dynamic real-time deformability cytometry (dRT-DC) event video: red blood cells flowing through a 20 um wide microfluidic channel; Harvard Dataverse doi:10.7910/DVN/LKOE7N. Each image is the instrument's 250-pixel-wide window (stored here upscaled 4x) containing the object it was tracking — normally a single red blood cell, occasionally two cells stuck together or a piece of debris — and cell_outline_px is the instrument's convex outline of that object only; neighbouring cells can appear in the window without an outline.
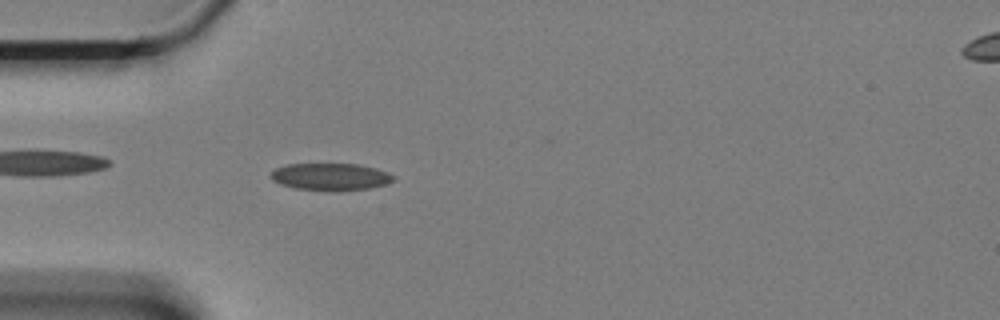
{"species": "Egyptian fruit bat (a non-hibernating species)", "species_latin": "Rousettus aegyptiacus", "temperature_condition": "cold", "stored_images_in_passage": 58, "camera_frame_rate_fps": 3000, "um_per_image_px": 0.085, "animal": {"sex": "female"}, "frame": {"image": 1, "passage_image": 16, "time_ms": 5.0, "image_size_px": [1000, 320], "cell_outline_px": [[396, 180], [384, 184], [368, 188], [340, 192], [332, 192], [296, 188], [280, 184], [272, 180], [268, 176], [276, 168], [288, 164], [360, 164], [376, 168], [388, 172], [396, 176]], "centroid_in_image_um": [28.12, 15.03], "position_along_channel_um": 56.9, "area_um2": 19.77}}
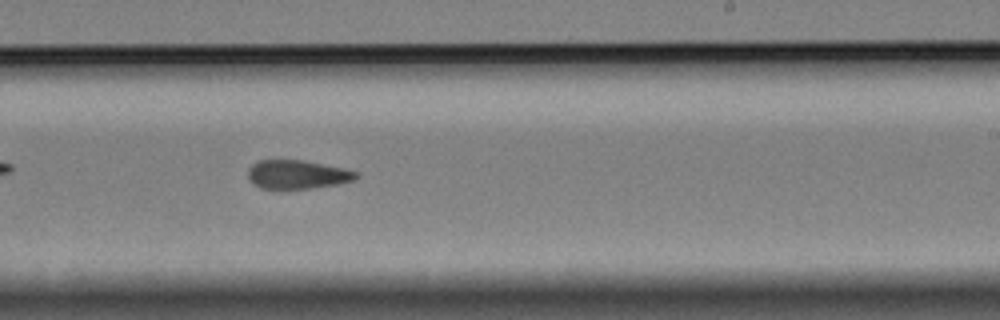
{"frame": {"image": 2, "passage_image": 35, "time_ms": 11.333, "image_size_px": [1000, 320], "cell_outline_px": [[360, 176], [356, 180], [340, 184], [312, 188], [280, 192], [260, 188], [252, 184], [248, 180], [248, 168], [252, 164], [260, 160], [300, 160], [344, 168], [360, 172]], "centroid_in_image_um": [25.26, 14.88], "position_along_channel_um": 263.7, "area_um2": 19.02}}
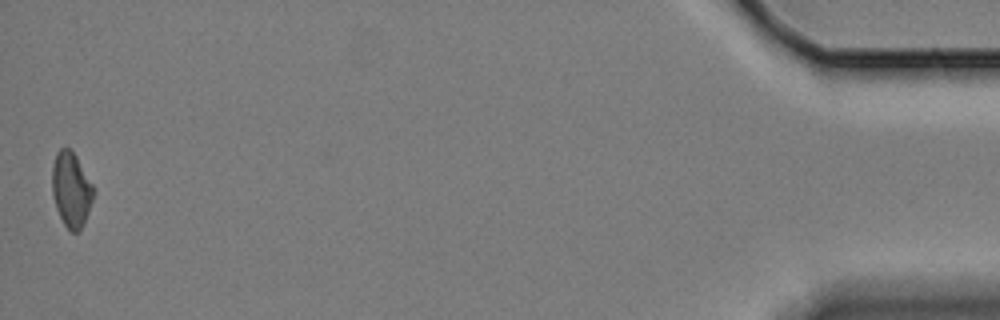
{"frame": {"image": 3, "passage_image": 58, "time_ms": 19.0, "image_size_px": [1000, 320], "cell_outline_px": [[96, 192], [80, 232], [72, 232], [64, 224], [56, 208], [52, 196], [52, 164], [56, 152], [60, 148], [68, 148], [76, 156], [92, 184]], "centroid_in_image_um": [6.05, 16.12], "position_along_channel_um": 429.2, "area_um2": 18.09}, "authors_computed_cell_mechanics": {"area_um2": 19.0162, "velocity_mm_per_s": 3.3275, "shape_relaxation_time_tau1_ms": null, "shape_relaxation_time_tau2_ms": 3.5124, "deformation_change_tau1": null, "deformation_change_tau2": 0.1095}}